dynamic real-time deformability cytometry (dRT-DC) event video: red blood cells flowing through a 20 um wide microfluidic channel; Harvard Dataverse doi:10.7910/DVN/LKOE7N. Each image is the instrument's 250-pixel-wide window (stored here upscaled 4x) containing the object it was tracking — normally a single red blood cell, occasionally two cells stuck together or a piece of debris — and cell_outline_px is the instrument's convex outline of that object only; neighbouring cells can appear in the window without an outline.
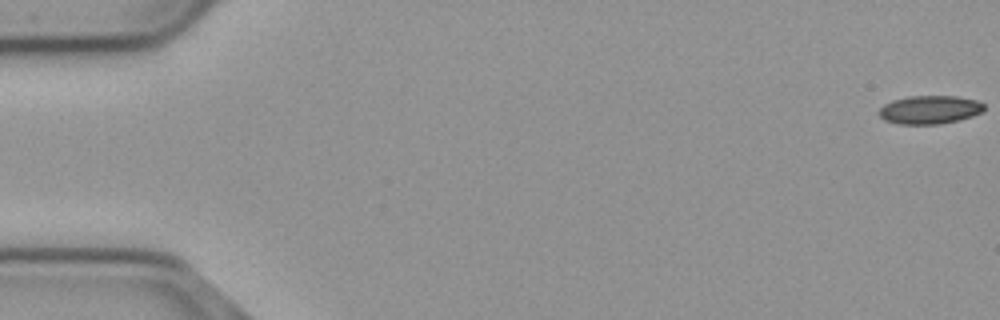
{"species": "common noctule bat (a hibernating species)", "species_latin": "Nyctalus noctula", "temperature_condition": "cold", "stored_images_in_passage": 18, "camera_frame_rate_fps": 3000, "um_per_image_px": 0.085, "animal": {"sex": "male", "body_mass_g": 23.1, "forearm_length_mm": 52.7}, "frame": {"image": 1, "passage_image": 1, "time_ms": 0.0, "image_size_px": [1000, 320], "cell_outline_px": [[984, 108], [980, 112], [972, 116], [956, 120], [936, 124], [900, 124], [884, 120], [880, 116], [880, 108], [884, 104], [892, 100], [908, 96], [956, 96], [976, 100], [984, 104]], "centroid_in_image_um": [79.0, 9.31], "position_along_channel_um": 6.0, "area_um2": 17.17}}
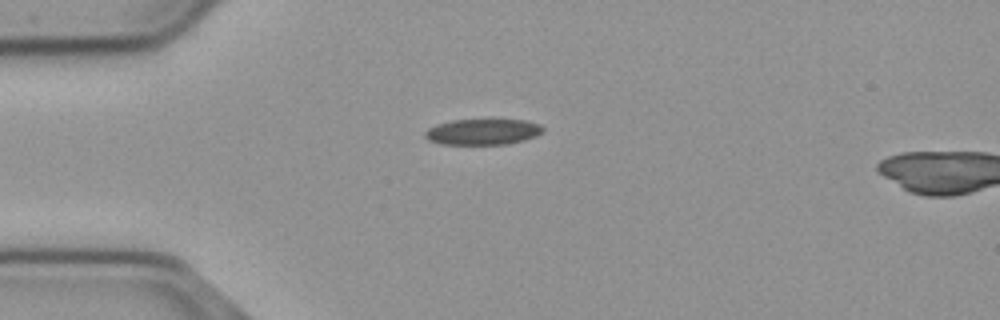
{"frame": {"image": 2, "passage_image": 15, "time_ms": 4.667, "image_size_px": [1000, 320], "cell_outline_px": [[544, 128], [536, 136], [524, 140], [508, 144], [440, 144], [428, 140], [424, 136], [424, 132], [428, 128], [436, 124], [452, 120], [524, 120], [540, 124]], "centroid_in_image_um": [41.0, 11.21], "position_along_channel_um": 44.0, "area_um2": 17.74}}